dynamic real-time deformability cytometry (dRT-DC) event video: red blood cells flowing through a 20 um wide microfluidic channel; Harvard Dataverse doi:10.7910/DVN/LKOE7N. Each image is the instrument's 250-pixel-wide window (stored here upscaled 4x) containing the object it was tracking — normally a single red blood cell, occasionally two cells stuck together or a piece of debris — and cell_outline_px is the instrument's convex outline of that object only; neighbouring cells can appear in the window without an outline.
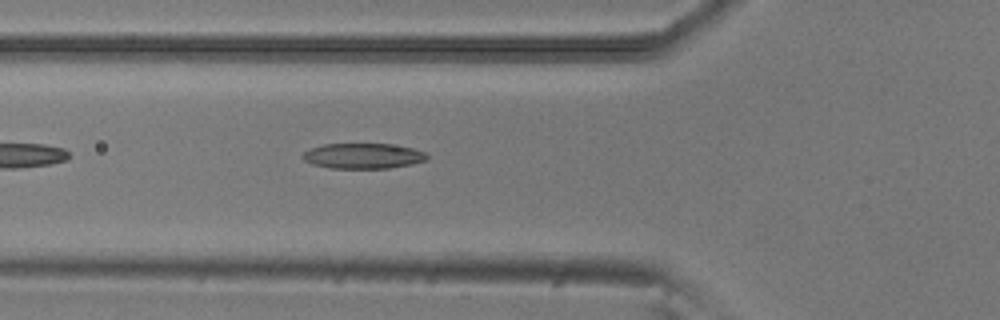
{"species": "common noctule bat (a hibernating species)", "species_latin": "Nyctalus noctula", "temperature_condition": "room temperature", "stored_images_in_passage": 6, "camera_frame_rate_fps": 3000, "um_per_image_px": 0.085, "animal": {"sex": "male", "body_mass_g": 20.5, "forearm_length_mm": 52.5}, "frame": {"image": 1, "passage_image": 6, "time_ms": 1.667, "image_size_px": [1000, 320], "cell_outline_px": [[428, 160], [412, 164], [388, 168], [332, 168], [312, 164], [304, 160], [300, 156], [304, 152], [312, 148], [324, 144], [388, 144], [412, 148], [424, 152], [428, 156]], "centroid_in_image_um": [30.86, 13.26], "position_along_channel_um": 94.9, "area_um2": 18.26}}